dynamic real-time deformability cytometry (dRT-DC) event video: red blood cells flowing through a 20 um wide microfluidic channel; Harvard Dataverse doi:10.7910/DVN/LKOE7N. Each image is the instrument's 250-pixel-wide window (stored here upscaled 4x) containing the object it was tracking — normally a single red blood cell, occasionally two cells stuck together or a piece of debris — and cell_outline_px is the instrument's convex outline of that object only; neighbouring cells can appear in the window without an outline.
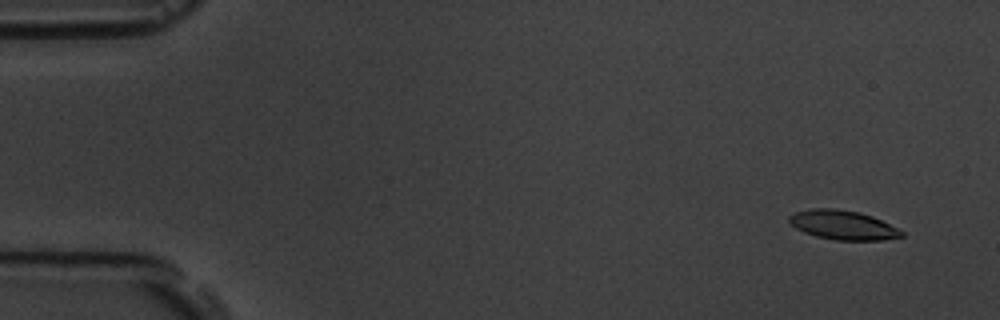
{"species": "common noctule bat (a hibernating species)", "species_latin": "Nyctalus noctula", "temperature_condition": "room temperature", "stored_images_in_passage": 7, "camera_frame_rate_fps": 3000, "um_per_image_px": 0.085, "animal": {"sex": "male", "body_mass_g": 19.5, "forearm_length_mm": 54.6}, "frame": {"image": 1, "passage_image": 1, "time_ms": 0.0, "image_size_px": [1000, 320], "cell_outline_px": [[904, 236], [884, 240], [836, 240], [816, 236], [804, 232], [796, 228], [788, 220], [788, 216], [796, 212], [808, 208], [836, 208], [860, 212], [872, 216], [904, 232]], "centroid_in_image_um": [71.63, 19.12], "position_along_channel_um": 13.4, "area_um2": 19.13}}
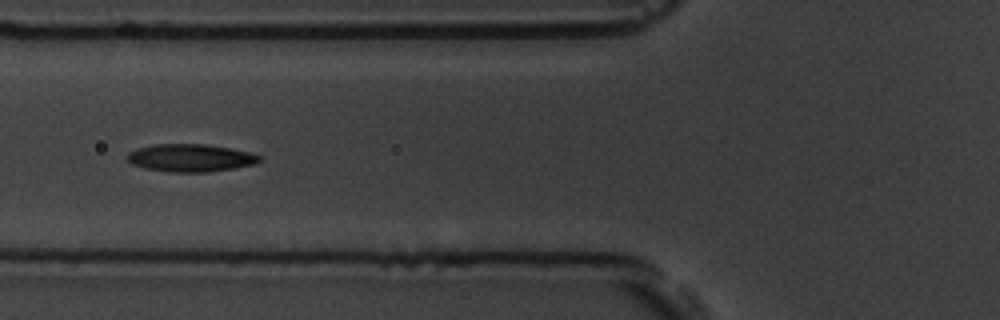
{"frame": {"image": 2, "passage_image": 6, "time_ms": 6.0, "image_size_px": [1000, 320], "cell_outline_px": [[260, 160], [256, 164], [236, 168], [208, 172], [172, 172], [144, 168], [132, 164], [124, 156], [128, 152], [136, 148], [156, 144], [204, 144], [232, 148], [248, 152], [260, 156]], "centroid_in_image_um": [16.17, 13.42], "position_along_channel_um": 109.6, "area_um2": 21.44}}
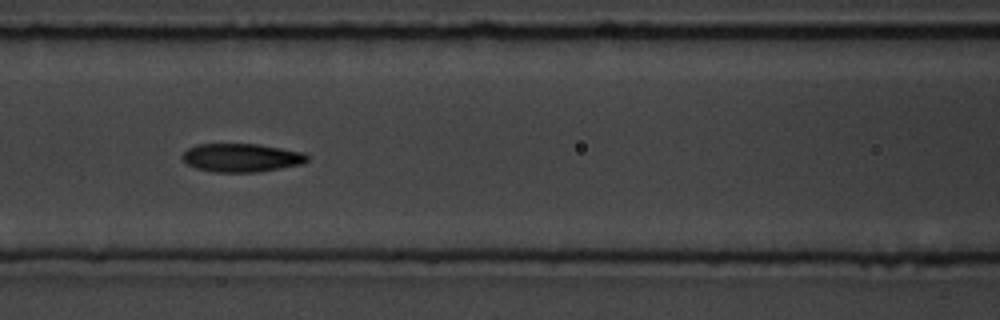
{"frame": {"image": 3, "passage_image": 7, "time_ms": 7.0, "image_size_px": [1000, 320], "cell_outline_px": [[308, 160], [304, 164], [256, 172], [212, 172], [196, 168], [188, 164], [180, 156], [188, 148], [196, 144], [260, 144], [304, 152], [308, 156]], "centroid_in_image_um": [20.53, 13.4], "position_along_channel_um": 146.1, "area_um2": 20.81}}